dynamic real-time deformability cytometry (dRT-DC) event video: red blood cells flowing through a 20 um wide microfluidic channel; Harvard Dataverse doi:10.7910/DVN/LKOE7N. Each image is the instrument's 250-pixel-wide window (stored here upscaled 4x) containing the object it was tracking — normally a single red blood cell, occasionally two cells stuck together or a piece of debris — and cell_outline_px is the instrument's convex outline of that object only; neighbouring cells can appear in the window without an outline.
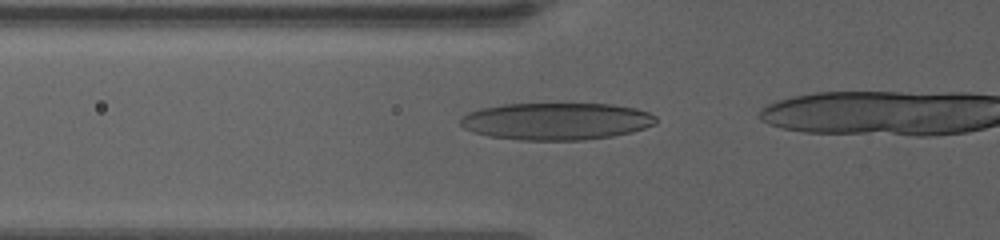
{"species": "human", "species_latin": "Homo sapiens", "temperature_condition": "warm", "stored_images_in_passage": 21, "camera_frame_rate_fps": 3000, "um_per_image_px": 0.085, "donor": {"sex": "female"}, "frame": {"image": 1, "passage_image": 15, "time_ms": 4.667, "image_size_px": [1000, 240], "cell_outline_px": [[656, 124], [632, 132], [612, 136], [580, 140], [520, 140], [488, 136], [472, 132], [464, 128], [460, 124], [460, 120], [468, 112], [480, 108], [504, 104], [612, 104], [636, 108], [648, 112], [656, 116]], "centroid_in_image_um": [47.28, 10.31], "position_along_channel_um": 78.5, "area_um2": 42.43}}
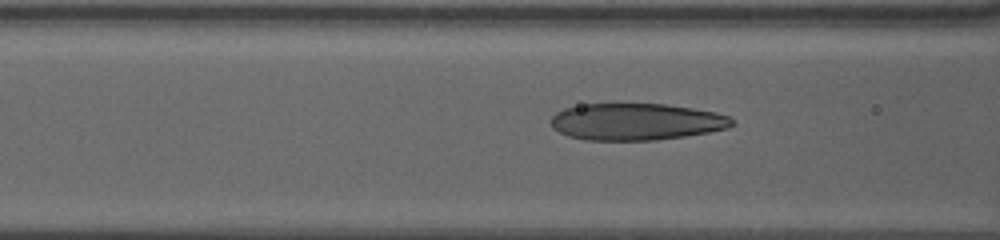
{"frame": {"image": 2, "passage_image": 18, "time_ms": 5.667, "image_size_px": [1000, 240], "cell_outline_px": [[736, 124], [728, 128], [708, 132], [684, 136], [656, 140], [588, 140], [568, 136], [552, 128], [552, 116], [556, 112], [564, 108], [580, 104], [664, 104], [692, 108], [716, 112], [728, 116]], "centroid_in_image_um": [54.07, 10.34], "position_along_channel_um": 112.5, "area_um2": 38.84}}